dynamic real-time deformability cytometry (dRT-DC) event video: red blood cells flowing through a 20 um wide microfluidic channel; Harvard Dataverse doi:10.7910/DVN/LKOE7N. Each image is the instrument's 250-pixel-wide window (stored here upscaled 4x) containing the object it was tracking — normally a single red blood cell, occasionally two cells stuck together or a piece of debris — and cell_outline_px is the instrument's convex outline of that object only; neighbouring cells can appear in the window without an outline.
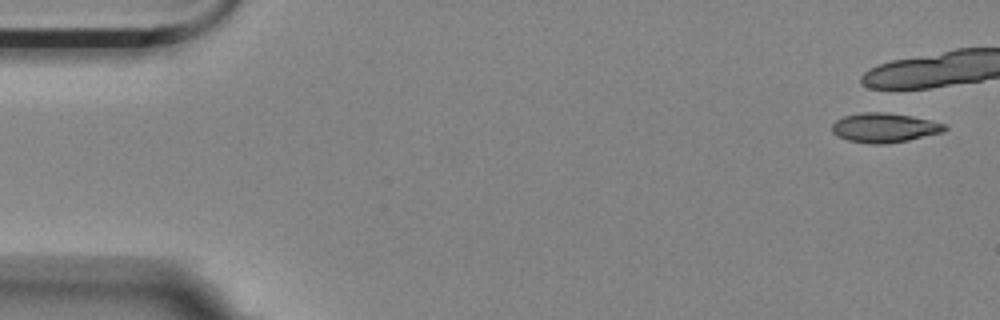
{"species": "Egyptian fruit bat (a non-hibernating species)", "species_latin": "Rousettus aegyptiacus", "temperature_condition": "room temperature", "stored_images_in_passage": 1, "camera_frame_rate_fps": 3000, "um_per_image_px": 0.085, "animal": {"sex": "female"}, "frame": {"image": 1, "passage_image": 1, "time_ms": 0.0, "image_size_px": [1000, 320], "cell_outline_px": [[948, 128], [944, 132], [908, 140], [888, 144], [872, 144], [848, 140], [836, 136], [832, 132], [832, 124], [836, 120], [844, 116], [860, 112], [884, 112], [912, 116], [944, 124]], "centroid_in_image_um": [75.15, 10.86], "position_along_channel_um": 9.8, "area_um2": 19.36}}